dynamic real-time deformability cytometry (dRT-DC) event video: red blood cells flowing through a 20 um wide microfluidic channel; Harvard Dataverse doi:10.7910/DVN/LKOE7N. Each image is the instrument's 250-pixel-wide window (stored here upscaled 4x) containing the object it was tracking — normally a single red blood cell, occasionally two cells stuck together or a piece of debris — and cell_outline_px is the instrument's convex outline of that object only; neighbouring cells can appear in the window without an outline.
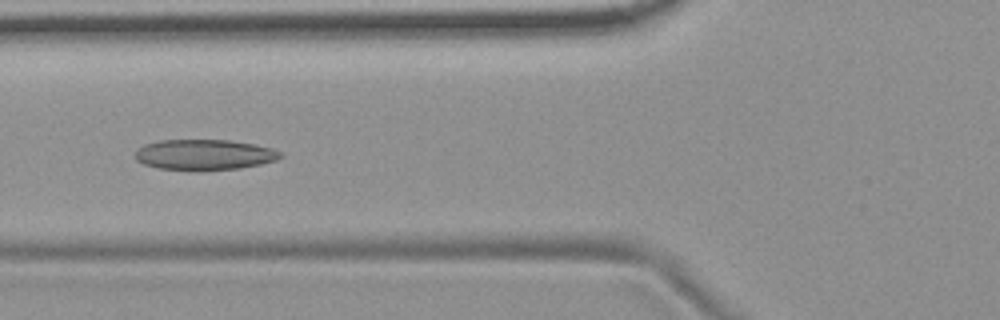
{"species": "common noctule bat (a hibernating species)", "species_latin": "Nyctalus noctula", "temperature_condition": "room temperature", "stored_images_in_passage": 53, "camera_frame_rate_fps": 3000, "um_per_image_px": 0.085, "animal": {"sex": "female", "body_mass_g": 19.9}, "frame": {"image": 1, "passage_image": 20, "time_ms": 6.333, "image_size_px": [1000, 320], "cell_outline_px": [[284, 156], [276, 160], [260, 164], [240, 168], [196, 172], [156, 168], [144, 164], [136, 160], [136, 152], [144, 144], [160, 140], [228, 140], [256, 144], [272, 148], [280, 152]], "centroid_in_image_um": [17.37, 13.17], "position_along_channel_um": 108.4, "area_um2": 26.3}}
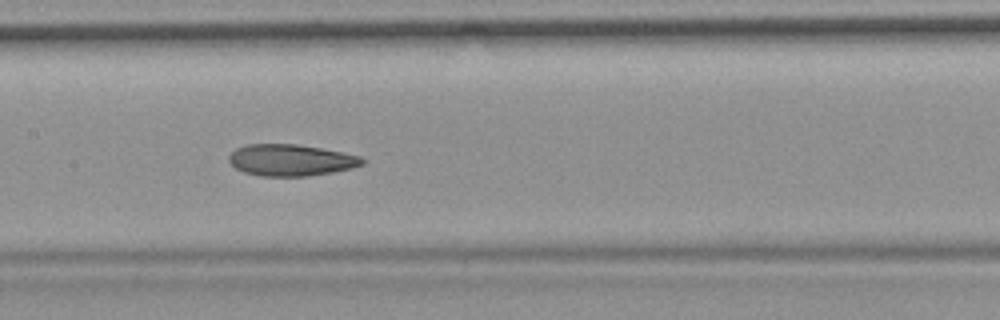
{"frame": {"image": 2, "passage_image": 26, "time_ms": 8.333, "image_size_px": [1000, 320], "cell_outline_px": [[364, 164], [352, 168], [332, 172], [308, 176], [260, 176], [244, 172], [236, 168], [228, 160], [228, 156], [236, 148], [248, 144], [296, 144], [320, 148], [360, 156], [364, 160]], "centroid_in_image_um": [24.7, 13.61], "position_along_channel_um": 182.7, "area_um2": 24.39}}
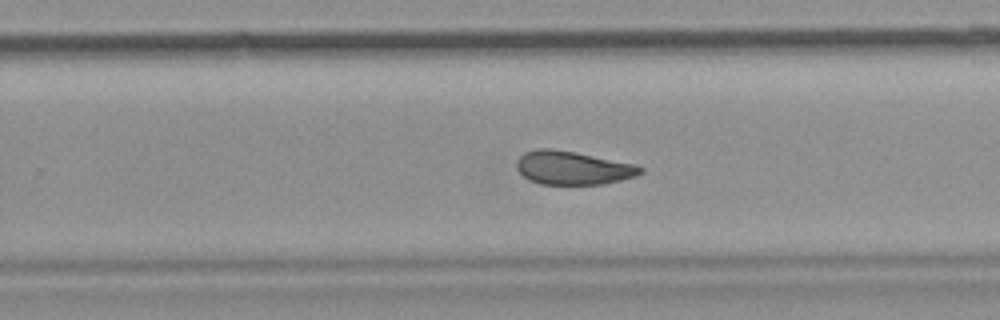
{"frame": {"image": 3, "passage_image": 34, "time_ms": 11.0, "image_size_px": [1000, 320], "cell_outline_px": [[644, 172], [636, 176], [604, 184], [540, 184], [528, 180], [516, 168], [516, 160], [524, 152], [536, 148], [552, 148], [576, 152], [636, 164], [644, 168]], "centroid_in_image_um": [48.68, 14.26], "position_along_channel_um": 281.1, "area_um2": 24.39}, "authors_computed_cell_mechanics": {"area_um2": 25.7788, "velocity_mm_per_s": 3.7069, "shape_relaxation_time_tau1_ms": null, "shape_relaxation_time_tau2_ms": 2.4451, "deformation_change_tau1": null, "deformation_change_tau2": 0.0844}}